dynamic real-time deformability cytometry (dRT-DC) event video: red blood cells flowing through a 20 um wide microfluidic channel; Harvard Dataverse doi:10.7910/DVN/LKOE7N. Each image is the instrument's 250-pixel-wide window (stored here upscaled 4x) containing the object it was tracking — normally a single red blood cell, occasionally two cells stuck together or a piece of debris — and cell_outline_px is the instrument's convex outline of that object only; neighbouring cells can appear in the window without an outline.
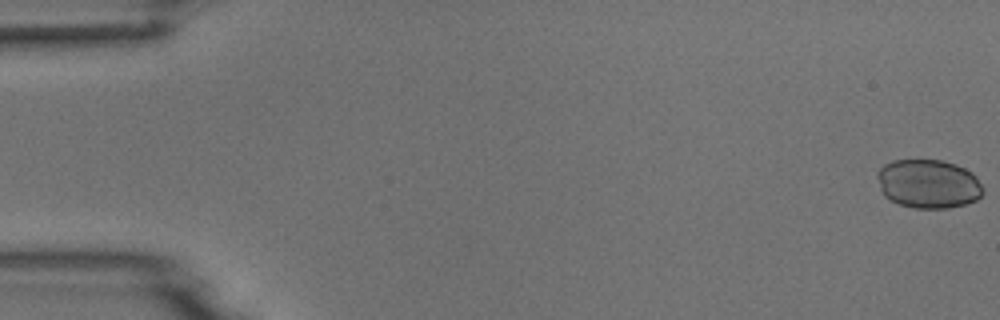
{"species": "common noctule bat (a hibernating species)", "species_latin": "Nyctalus noctula", "temperature_condition": "room temperature", "stored_images_in_passage": 6, "camera_frame_rate_fps": 3000, "um_per_image_px": 0.085, "animal": {"sex": "male", "body_mass_g": 18.8}, "frame": {"image": 1, "passage_image": 1, "time_ms": 0.0, "image_size_px": [1000, 320], "cell_outline_px": [[984, 192], [976, 200], [964, 204], [948, 208], [916, 208], [900, 204], [884, 196], [880, 188], [876, 176], [880, 168], [884, 164], [892, 160], [940, 160], [956, 164], [972, 172], [976, 176], [984, 188]], "centroid_in_image_um": [78.92, 15.62], "position_along_channel_um": 6.1, "area_um2": 30.17}}
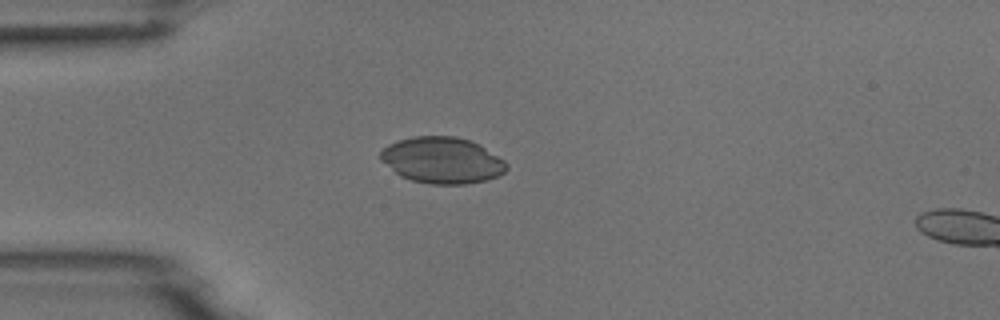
{"frame": {"image": 2, "passage_image": 5, "time_ms": 4.667, "image_size_px": [1000, 320], "cell_outline_px": [[508, 168], [500, 176], [488, 180], [464, 184], [432, 184], [412, 180], [400, 176], [380, 160], [380, 152], [388, 144], [412, 136], [456, 136], [480, 144], [504, 160], [508, 164]], "centroid_in_image_um": [37.6, 13.62], "position_along_channel_um": 47.4, "area_um2": 34.1}}